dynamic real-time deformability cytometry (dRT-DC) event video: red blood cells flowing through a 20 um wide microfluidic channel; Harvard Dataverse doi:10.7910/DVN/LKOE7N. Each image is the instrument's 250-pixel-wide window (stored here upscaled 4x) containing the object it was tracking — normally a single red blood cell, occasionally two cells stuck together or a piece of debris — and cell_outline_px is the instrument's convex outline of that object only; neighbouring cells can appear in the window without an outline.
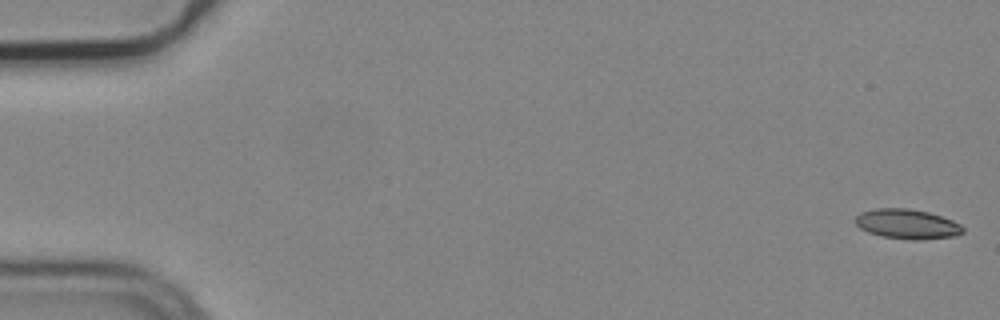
{"species": "common noctule bat (a hibernating species)", "species_latin": "Nyctalus noctula", "temperature_condition": "cold", "stored_images_in_passage": 5, "camera_frame_rate_fps": 3000, "um_per_image_px": 0.085, "animal": {"sex": "male", "body_mass_g": 19.2, "forearm_length_mm": 51.8}, "frame": {"image": 1, "passage_image": 1, "time_ms": 0.0, "image_size_px": [1000, 320], "cell_outline_px": [[964, 232], [956, 236], [916, 240], [912, 240], [880, 236], [868, 232], [860, 228], [852, 220], [860, 212], [876, 208], [908, 208], [928, 212], [952, 220], [960, 224], [964, 228]], "centroid_in_image_um": [77.08, 19.04], "position_along_channel_um": 7.9, "area_um2": 18.79}}